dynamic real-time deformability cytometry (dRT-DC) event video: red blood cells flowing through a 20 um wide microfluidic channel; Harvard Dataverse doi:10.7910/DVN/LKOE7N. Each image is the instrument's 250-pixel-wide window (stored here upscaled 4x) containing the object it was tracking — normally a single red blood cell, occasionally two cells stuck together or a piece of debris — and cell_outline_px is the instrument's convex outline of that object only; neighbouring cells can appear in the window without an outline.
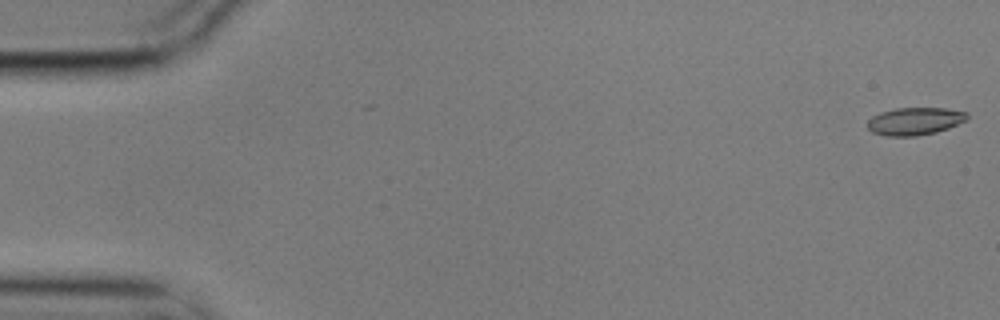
{"species": "common noctule bat (a hibernating species)", "species_latin": "Nyctalus noctula", "temperature_condition": "cold", "stored_images_in_passage": 10, "camera_frame_rate_fps": 3000, "um_per_image_px": 0.085, "animal": {"sex": "male", "body_mass_g": 17.9}, "frame": {"image": 1, "passage_image": 1, "time_ms": 0.0, "image_size_px": [1000, 320], "cell_outline_px": [[968, 120], [948, 128], [936, 132], [916, 136], [884, 136], [872, 132], [868, 128], [868, 120], [872, 116], [880, 112], [896, 108], [944, 108], [968, 112]], "centroid_in_image_um": [77.77, 10.3], "position_along_channel_um": 7.2, "area_um2": 16.13}}
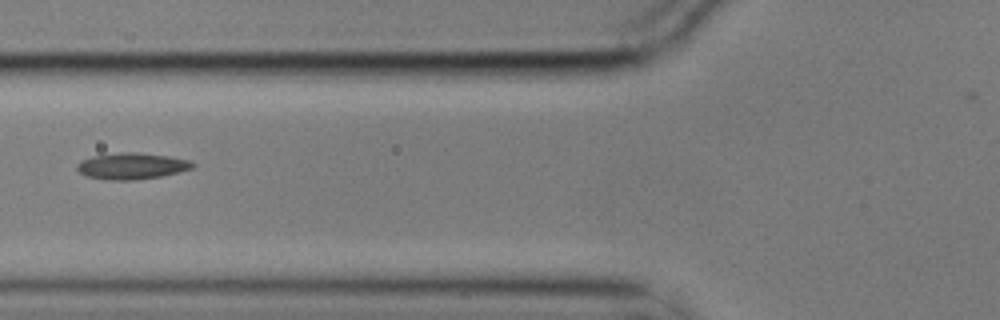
{"frame": {"image": 2, "passage_image": 7, "time_ms": 2.0, "image_size_px": [1000, 320], "cell_outline_px": [[196, 164], [192, 168], [180, 172], [160, 176], [136, 180], [108, 180], [88, 176], [80, 172], [76, 168], [76, 164], [80, 160], [92, 156], [120, 152], [136, 152], [168, 156], [192, 160]], "centroid_in_image_um": [11.21, 14.1], "position_along_channel_um": 114.6, "area_um2": 17.86}}
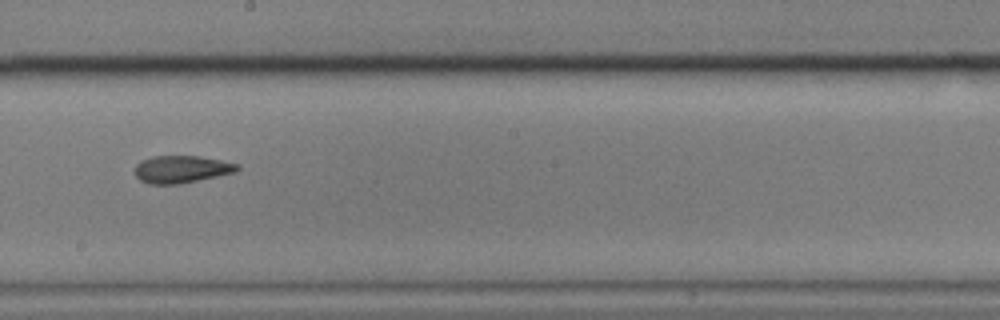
{"frame": {"image": 3, "passage_image": 10, "time_ms": 3.0, "image_size_px": [1000, 320], "cell_outline_px": [[240, 168], [236, 172], [180, 184], [148, 184], [140, 180], [136, 176], [136, 164], [140, 160], [152, 156], [200, 156], [240, 164]], "centroid_in_image_um": [15.43, 14.38], "position_along_channel_um": 232.8, "area_um2": 16.42}}